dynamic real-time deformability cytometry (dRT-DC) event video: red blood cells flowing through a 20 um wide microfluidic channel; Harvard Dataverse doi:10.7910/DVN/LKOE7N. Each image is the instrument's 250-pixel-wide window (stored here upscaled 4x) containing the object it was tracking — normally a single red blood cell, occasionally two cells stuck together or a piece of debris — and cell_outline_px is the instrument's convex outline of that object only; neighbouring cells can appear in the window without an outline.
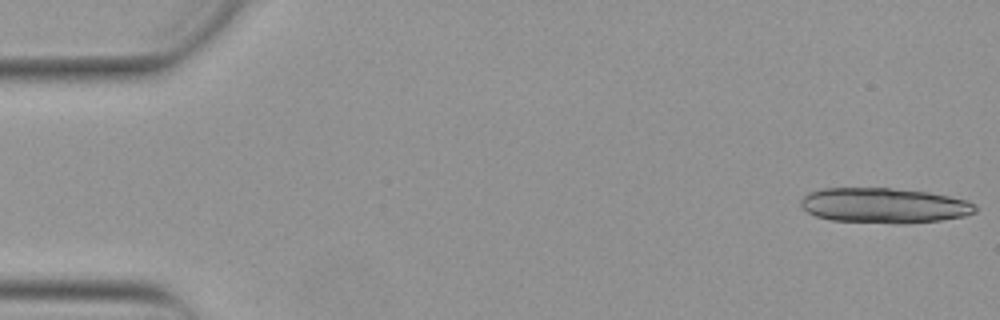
{"species": "Egyptian fruit bat (a non-hibernating species)", "species_latin": "Rousettus aegyptiacus", "temperature_condition": "warm", "stored_images_in_passage": 15, "camera_frame_rate_fps": 3000, "um_per_image_px": 0.085, "animal": {"sex": "female"}, "frame": {"image": 1, "passage_image": 1, "time_ms": 0.0, "image_size_px": [1000, 320], "cell_outline_px": [[976, 212], [964, 216], [940, 220], [904, 224], [892, 224], [832, 220], [816, 216], [808, 212], [800, 204], [800, 200], [808, 192], [824, 188], [892, 188], [928, 192], [968, 200], [976, 204]], "centroid_in_image_um": [75.16, 17.47], "position_along_channel_um": 9.8, "area_um2": 35.95}}